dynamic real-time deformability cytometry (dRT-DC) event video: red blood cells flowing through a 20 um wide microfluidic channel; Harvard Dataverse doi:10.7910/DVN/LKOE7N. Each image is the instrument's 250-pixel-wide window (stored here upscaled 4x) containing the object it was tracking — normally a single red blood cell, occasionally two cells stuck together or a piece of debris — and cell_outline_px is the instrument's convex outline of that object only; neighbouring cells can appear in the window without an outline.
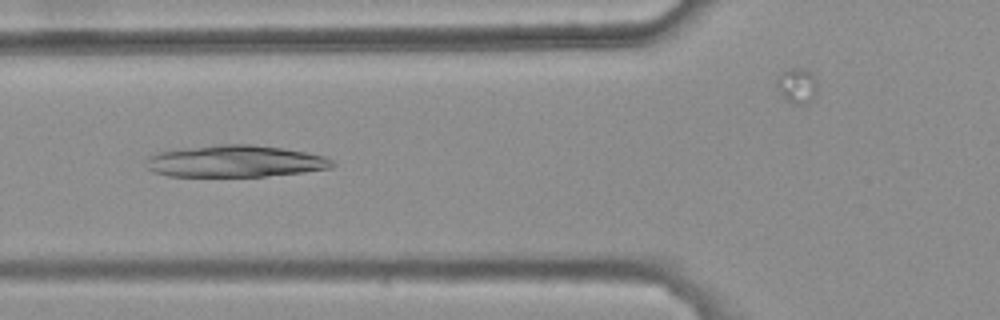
{"species": "common noctule bat (a hibernating species)", "species_latin": "Nyctalus noctula", "temperature_condition": "warm", "stored_images_in_passage": 44, "camera_frame_rate_fps": 3000, "um_per_image_px": 0.085, "animal": {"sex": "female", "body_mass_g": 25.1}, "frame": {"image": 1, "passage_image": 17, "time_ms": 5.333, "image_size_px": [1000, 320], "cell_outline_px": [[336, 164], [332, 168], [304, 172], [264, 176], [168, 176], [152, 172], [148, 168], [144, 160], [148, 156], [160, 152], [176, 148], [216, 144], [252, 144], [284, 148], [324, 156], [332, 160]], "centroid_in_image_um": [19.95, 13.69], "position_along_channel_um": 105.8, "area_um2": 34.91}}
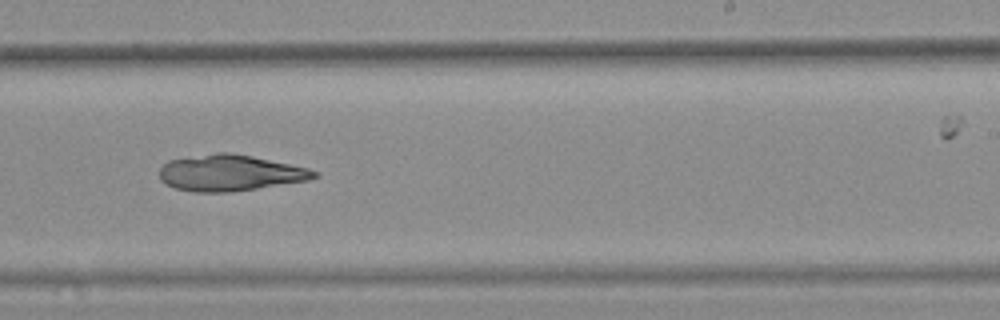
{"frame": {"image": 2, "passage_image": 30, "time_ms": 9.667, "image_size_px": [1000, 320], "cell_outline_px": [[320, 176], [308, 180], [232, 192], [192, 192], [176, 188], [160, 180], [160, 168], [168, 160], [216, 152], [232, 152], [252, 156], [308, 168], [320, 172]], "centroid_in_image_um": [19.56, 14.69], "position_along_channel_um": 269.4, "area_um2": 32.6}}
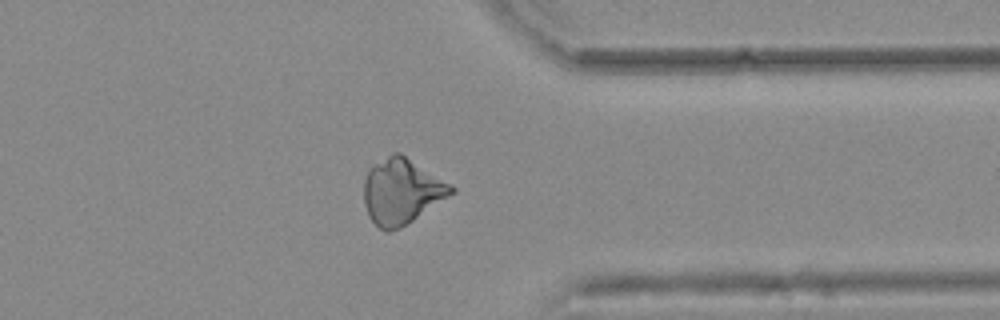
{"frame": {"image": 3, "passage_image": 39, "time_ms": 12.667, "image_size_px": [1000, 320], "cell_outline_px": [[456, 192], [400, 228], [388, 232], [380, 228], [368, 216], [364, 204], [364, 180], [368, 168], [392, 152], [400, 152], [456, 188]], "centroid_in_image_um": [34.12, 16.26], "position_along_channel_um": 377.3, "area_um2": 33.18}}